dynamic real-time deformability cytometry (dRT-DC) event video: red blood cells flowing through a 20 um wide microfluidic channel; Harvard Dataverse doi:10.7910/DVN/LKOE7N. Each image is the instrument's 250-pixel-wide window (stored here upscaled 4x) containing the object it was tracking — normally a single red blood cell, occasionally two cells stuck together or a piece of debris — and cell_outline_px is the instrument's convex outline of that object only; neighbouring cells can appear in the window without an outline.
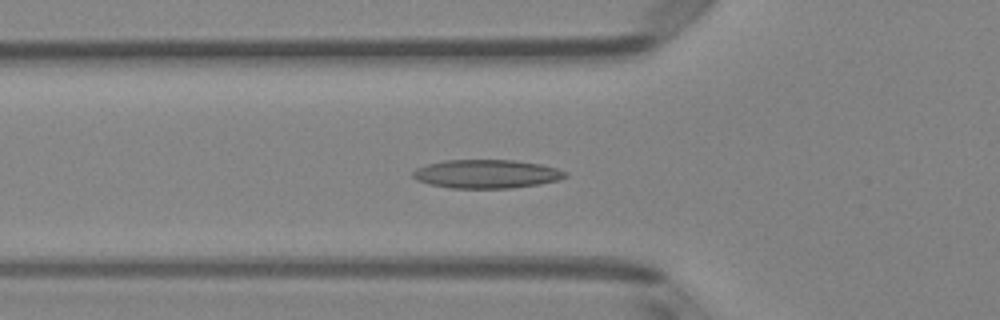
{"species": "Egyptian fruit bat (a non-hibernating species)", "species_latin": "Rousettus aegyptiacus", "temperature_condition": "room temperature", "stored_images_in_passage": 48, "camera_frame_rate_fps": 3000, "um_per_image_px": 0.085, "animal": {"sex": "female"}, "frame": {"image": 1, "passage_image": 16, "time_ms": 5.0, "image_size_px": [1000, 320], "cell_outline_px": [[568, 176], [560, 180], [540, 184], [512, 188], [452, 188], [428, 184], [416, 180], [412, 176], [412, 172], [416, 168], [428, 164], [444, 160], [512, 160], [540, 164], [556, 168], [568, 172]], "centroid_in_image_um": [41.37, 14.79], "position_along_channel_um": 84.4, "area_um2": 25.55}}
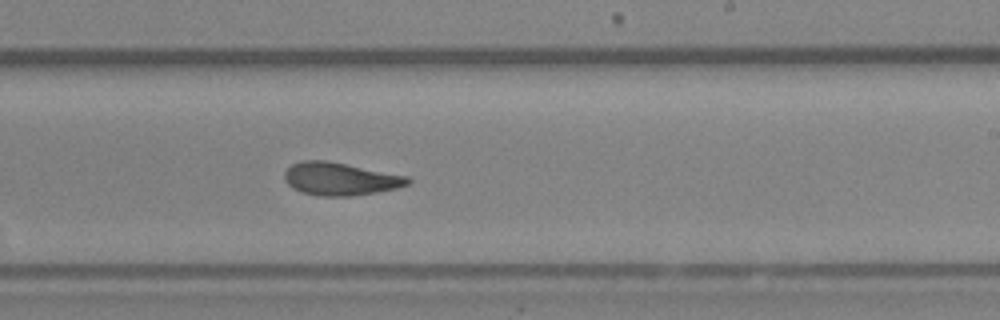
{"frame": {"image": 2, "passage_image": 29, "time_ms": 9.333, "image_size_px": [1000, 320], "cell_outline_px": [[412, 180], [408, 184], [396, 188], [376, 192], [352, 196], [320, 196], [300, 192], [292, 188], [284, 180], [284, 172], [292, 164], [300, 160], [328, 160], [408, 176]], "centroid_in_image_um": [28.89, 15.2], "position_along_channel_um": 260.1, "area_um2": 23.76}}
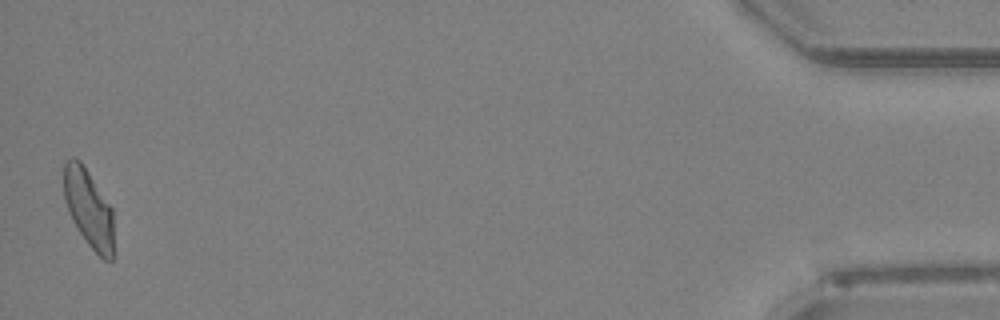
{"frame": {"image": 3, "passage_image": 48, "time_ms": 15.667, "image_size_px": [1000, 320], "cell_outline_px": [[112, 260], [104, 260], [88, 244], [72, 220], [68, 212], [64, 200], [64, 160], [72, 156], [80, 160], [112, 208]], "centroid_in_image_um": [7.5, 17.66], "position_along_channel_um": 427.7, "area_um2": 22.37}, "authors_computed_cell_mechanics": {"area_um2": 23.8714, "velocity_mm_per_s": 4.0703, "shape_relaxation_time_tau1_ms": 6.5851, "shape_relaxation_time_tau2_ms": 2.4555, "deformation_change_tau1": 0.1828, "deformation_change_tau2": 0.1024}}